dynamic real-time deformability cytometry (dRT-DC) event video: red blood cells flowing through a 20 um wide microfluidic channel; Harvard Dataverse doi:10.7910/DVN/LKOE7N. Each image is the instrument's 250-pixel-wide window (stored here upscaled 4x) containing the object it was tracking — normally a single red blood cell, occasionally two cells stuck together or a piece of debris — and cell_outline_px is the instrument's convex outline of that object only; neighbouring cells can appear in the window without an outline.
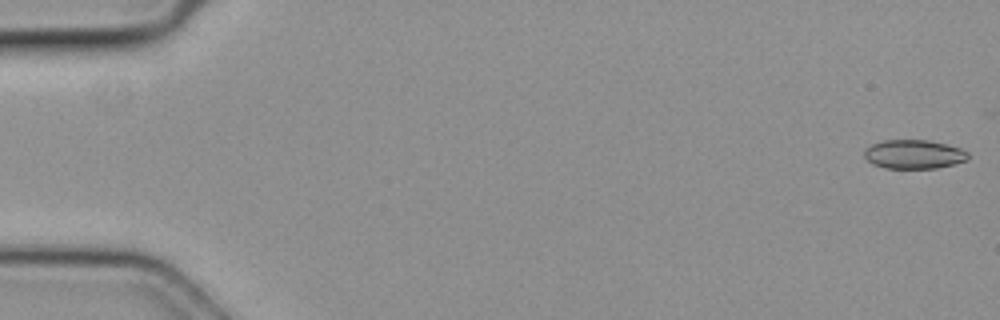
{"species": "common noctule bat (a hibernating species)", "species_latin": "Nyctalus noctula", "temperature_condition": "cold", "stored_images_in_passage": 10, "camera_frame_rate_fps": 3000, "um_per_image_px": 0.085, "animal": {"sex": "female", "body_mass_g": 19.3, "forearm_length_mm": 54.1}, "frame": {"image": 1, "passage_image": 1, "time_ms": 0.0, "image_size_px": [1000, 320], "cell_outline_px": [[968, 160], [936, 168], [884, 168], [872, 164], [864, 156], [864, 148], [872, 144], [884, 140], [928, 140], [960, 148], [968, 152]], "centroid_in_image_um": [77.65, 13.11], "position_along_channel_um": 7.4, "area_um2": 17.46}}